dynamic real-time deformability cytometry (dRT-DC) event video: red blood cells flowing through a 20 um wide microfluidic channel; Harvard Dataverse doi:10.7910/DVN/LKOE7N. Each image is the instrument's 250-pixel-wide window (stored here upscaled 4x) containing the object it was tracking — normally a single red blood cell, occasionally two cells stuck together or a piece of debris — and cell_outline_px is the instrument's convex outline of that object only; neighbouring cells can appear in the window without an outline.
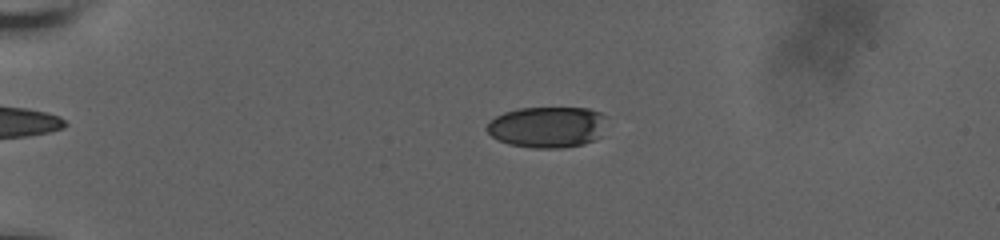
{"species": "human", "species_latin": "Homo sapiens", "temperature_condition": "room temperature", "stored_images_in_passage": 60, "camera_frame_rate_fps": 3000, "um_per_image_px": 0.085, "donor": {"sex": "male"}, "frame": {"image": 1, "passage_image": 16, "time_ms": 5.0, "image_size_px": [1000, 240], "cell_outline_px": [[608, 116], [600, 136], [596, 140], [584, 144], [564, 148], [532, 148], [508, 144], [492, 136], [484, 128], [496, 116], [504, 112], [520, 108], [588, 108], [600, 112]], "centroid_in_image_um": [46.56, 10.8], "position_along_channel_um": 38.4, "area_um2": 28.96}}
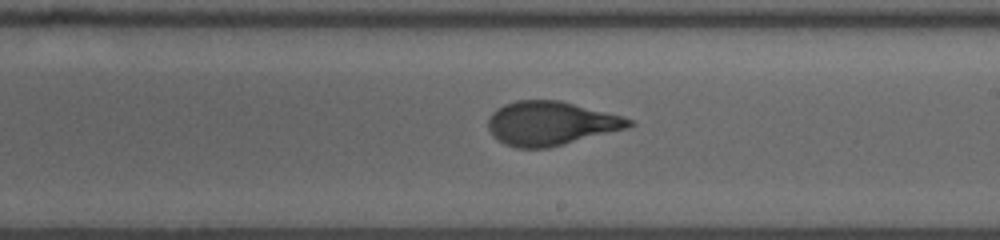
{"frame": {"image": 2, "passage_image": 38, "time_ms": 12.333, "image_size_px": [1000, 240], "cell_outline_px": [[636, 124], [628, 128], [548, 148], [516, 148], [504, 144], [492, 136], [488, 128], [488, 120], [492, 112], [496, 108], [504, 104], [516, 100], [560, 100], [624, 116], [636, 120]], "centroid_in_image_um": [46.83, 10.48], "position_along_channel_um": 242.2, "area_um2": 36.41}}
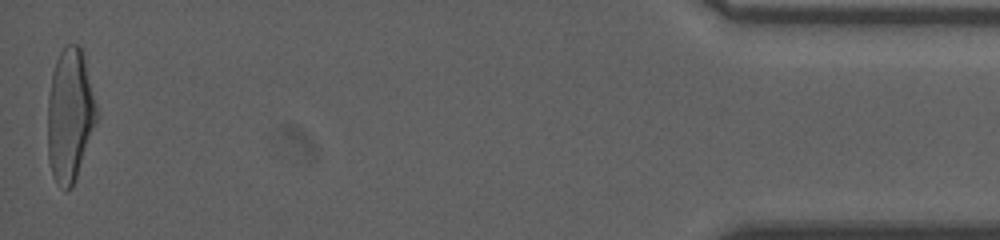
{"frame": {"image": 3, "passage_image": 60, "time_ms": 19.667, "image_size_px": [1000, 240], "cell_outline_px": [[100, 116], [72, 188], [64, 192], [56, 184], [52, 176], [48, 160], [48, 96], [52, 72], [56, 60], [60, 52], [68, 44], [76, 44], [80, 48]], "centroid_in_image_um": [5.94, 9.89], "position_along_channel_um": 429.3, "area_um2": 38.21}, "authors_computed_cell_mechanics": {"area_um2": 35.4314, "velocity_mm_per_s": 3.6645, "shape_relaxation_time_tau1_ms": 3.6043, "shape_relaxation_time_tau2_ms": 0.7491, "deformation_change_tau1": 0.2042, "deformation_change_tau2": 0.0773}}